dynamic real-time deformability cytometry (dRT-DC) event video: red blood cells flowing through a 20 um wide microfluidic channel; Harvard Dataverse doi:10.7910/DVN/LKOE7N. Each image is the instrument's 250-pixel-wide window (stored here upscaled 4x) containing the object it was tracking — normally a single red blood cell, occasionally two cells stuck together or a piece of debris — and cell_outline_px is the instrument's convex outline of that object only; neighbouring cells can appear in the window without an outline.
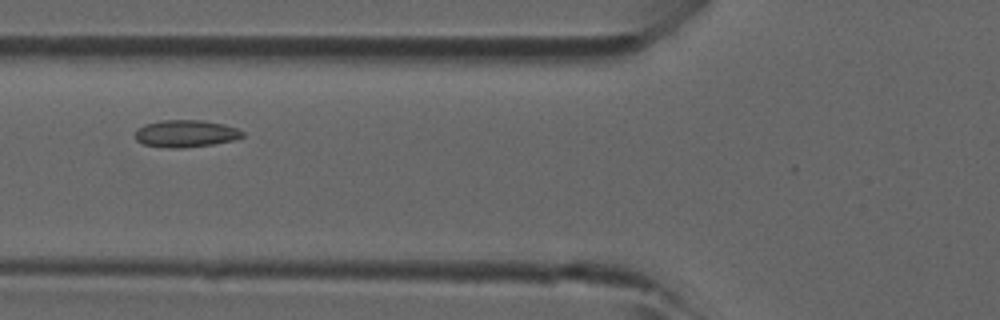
{"species": "common noctule bat (a hibernating species)", "species_latin": "Nyctalus noctula", "temperature_condition": "room temperature", "stored_images_in_passage": 4, "camera_frame_rate_fps": 3000, "um_per_image_px": 0.085, "animal": {"sex": "male", "forearm_length_mm": 52.5}, "frame": {"image": 1, "passage_image": 4, "time_ms": 1.0, "image_size_px": [1000, 320], "cell_outline_px": [[244, 136], [236, 140], [212, 144], [184, 148], [168, 148], [144, 144], [136, 140], [136, 128], [144, 124], [160, 120], [204, 120], [224, 124], [236, 128], [244, 132]], "centroid_in_image_um": [15.8, 11.35], "position_along_channel_um": 110.0, "area_um2": 17.17}}